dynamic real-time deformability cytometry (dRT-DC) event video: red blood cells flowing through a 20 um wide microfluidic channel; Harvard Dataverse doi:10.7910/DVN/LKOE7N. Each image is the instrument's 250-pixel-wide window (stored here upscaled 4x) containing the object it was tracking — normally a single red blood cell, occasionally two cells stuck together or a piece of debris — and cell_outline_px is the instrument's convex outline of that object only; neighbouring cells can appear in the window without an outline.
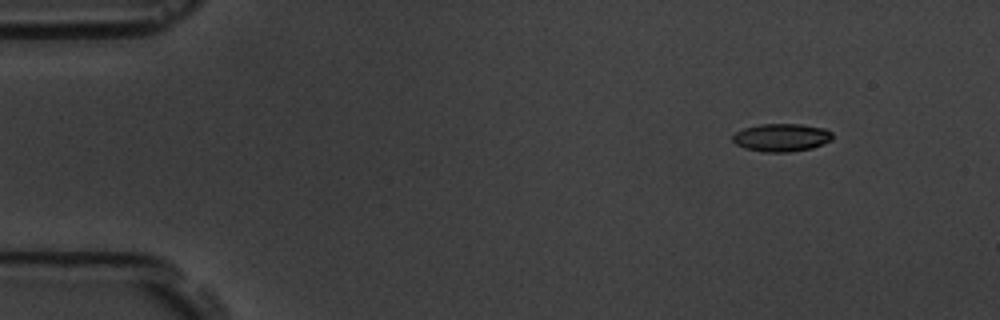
{"species": "common noctule bat (a hibernating species)", "species_latin": "Nyctalus noctula", "temperature_condition": "room temperature", "stored_images_in_passage": 5, "camera_frame_rate_fps": 3000, "um_per_image_px": 0.085, "animal": {"sex": "male", "body_mass_g": 19.5, "forearm_length_mm": 54.6}, "frame": {"image": 1, "passage_image": 2, "time_ms": 1.333, "image_size_px": [1000, 320], "cell_outline_px": [[832, 140], [824, 144], [812, 148], [788, 152], [764, 152], [744, 148], [736, 144], [732, 140], [732, 136], [736, 132], [744, 128], [760, 124], [800, 124], [824, 128], [832, 132]], "centroid_in_image_um": [66.43, 11.69], "position_along_channel_um": 18.6, "area_um2": 16.3}}
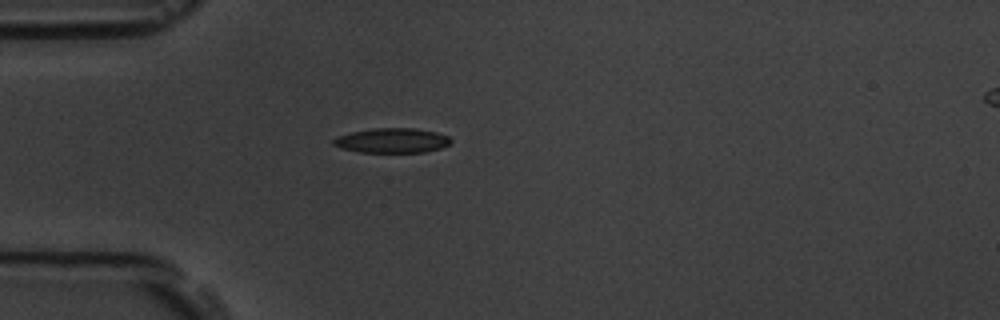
{"frame": {"image": 2, "passage_image": 5, "time_ms": 4.667, "image_size_px": [1000, 320], "cell_outline_px": [[452, 140], [448, 144], [440, 148], [424, 152], [360, 152], [340, 148], [332, 144], [332, 140], [336, 136], [352, 132], [372, 128], [416, 128], [436, 132], [448, 136]], "centroid_in_image_um": [33.29, 11.94], "position_along_channel_um": 51.7, "area_um2": 16.94}}